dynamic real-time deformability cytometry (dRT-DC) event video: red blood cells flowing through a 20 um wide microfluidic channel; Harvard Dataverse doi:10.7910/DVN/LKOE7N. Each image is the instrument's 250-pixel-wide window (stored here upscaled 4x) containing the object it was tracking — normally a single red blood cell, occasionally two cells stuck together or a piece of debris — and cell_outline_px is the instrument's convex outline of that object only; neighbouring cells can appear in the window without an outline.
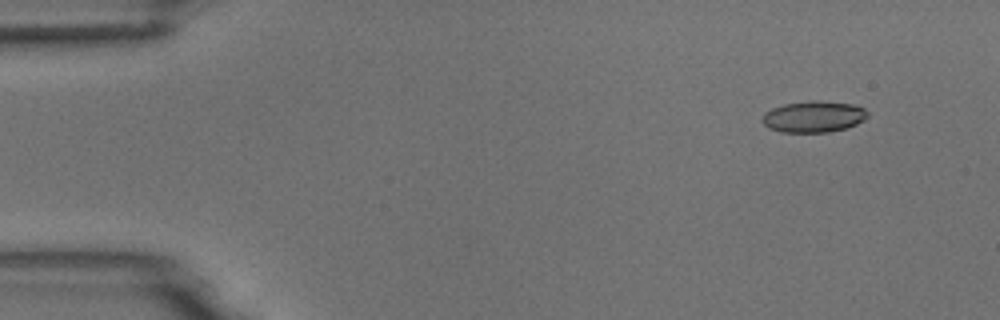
{"species": "common noctule bat (a hibernating species)", "species_latin": "Nyctalus noctula", "temperature_condition": "room temperature", "stored_images_in_passage": 4, "camera_frame_rate_fps": 3000, "um_per_image_px": 0.085, "animal": {"sex": "male", "body_mass_g": 18.8}, "frame": {"image": 1, "passage_image": 1, "time_ms": 0.0, "image_size_px": [1000, 320], "cell_outline_px": [[868, 116], [864, 120], [848, 128], [828, 132], [780, 132], [768, 128], [764, 124], [764, 112], [772, 108], [784, 104], [816, 100], [820, 100], [852, 104], [864, 108], [868, 112]], "centroid_in_image_um": [69.18, 9.92], "position_along_channel_um": 15.8, "area_um2": 19.25}}
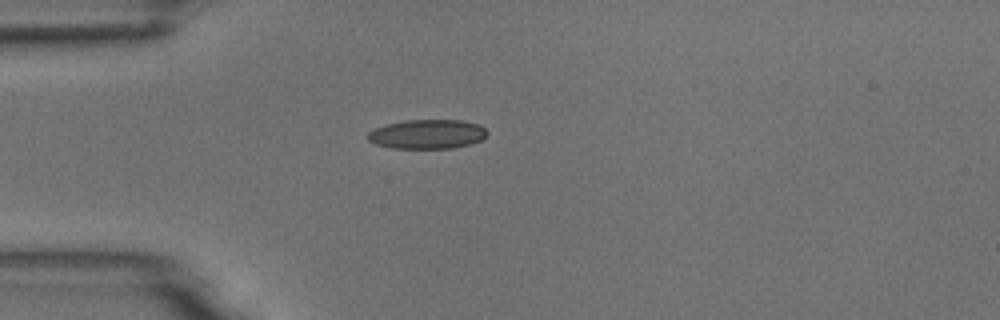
{"frame": {"image": 2, "passage_image": 3, "time_ms": 0.667, "image_size_px": [1000, 320], "cell_outline_px": [[488, 132], [480, 140], [468, 144], [452, 148], [392, 148], [376, 144], [368, 140], [368, 132], [376, 128], [388, 124], [404, 120], [460, 120], [480, 124]], "centroid_in_image_um": [36.31, 11.4], "position_along_channel_um": 48.7, "area_um2": 20.17}}